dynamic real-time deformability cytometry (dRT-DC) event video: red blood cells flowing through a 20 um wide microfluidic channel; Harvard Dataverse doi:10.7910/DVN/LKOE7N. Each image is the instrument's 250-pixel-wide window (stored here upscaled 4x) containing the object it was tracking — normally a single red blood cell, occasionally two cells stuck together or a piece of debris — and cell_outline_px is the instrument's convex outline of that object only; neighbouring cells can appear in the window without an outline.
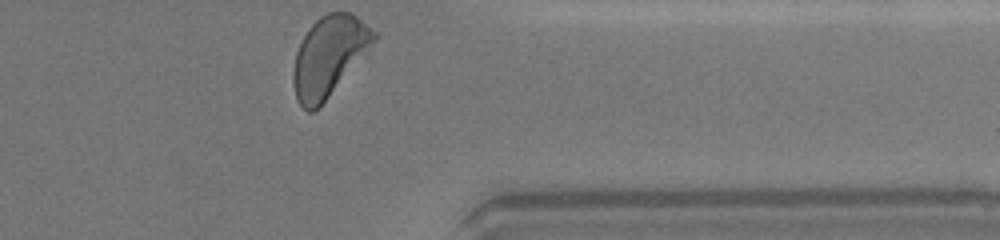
{"species": "human", "species_latin": "Homo sapiens", "temperature_condition": "warm", "stored_images_in_passage": 24, "camera_frame_rate_fps": 3000, "um_per_image_px": 0.085, "donor": {"sex": "female"}, "frame": {"image": 1, "passage_image": 24, "time_ms": 7.667, "image_size_px": [1000, 240], "cell_outline_px": [[380, 36], [328, 96], [312, 112], [308, 112], [296, 100], [292, 80], [292, 72], [296, 52], [308, 28], [320, 16], [328, 12], [352, 12], [372, 28]], "centroid_in_image_um": [27.95, 4.73], "position_along_channel_um": 383.4, "area_um2": 37.05}, "authors_computed_cell_mechanics": {"area_um2": 38.148, "velocity_mm_per_s": 4.3753, "shape_relaxation_time_tau1_ms": 2.577, "shape_relaxation_time_tau2_ms": 0.9032, "deformation_change_tau1": 0.1524, "deformation_change_tau2": 0.0579}}